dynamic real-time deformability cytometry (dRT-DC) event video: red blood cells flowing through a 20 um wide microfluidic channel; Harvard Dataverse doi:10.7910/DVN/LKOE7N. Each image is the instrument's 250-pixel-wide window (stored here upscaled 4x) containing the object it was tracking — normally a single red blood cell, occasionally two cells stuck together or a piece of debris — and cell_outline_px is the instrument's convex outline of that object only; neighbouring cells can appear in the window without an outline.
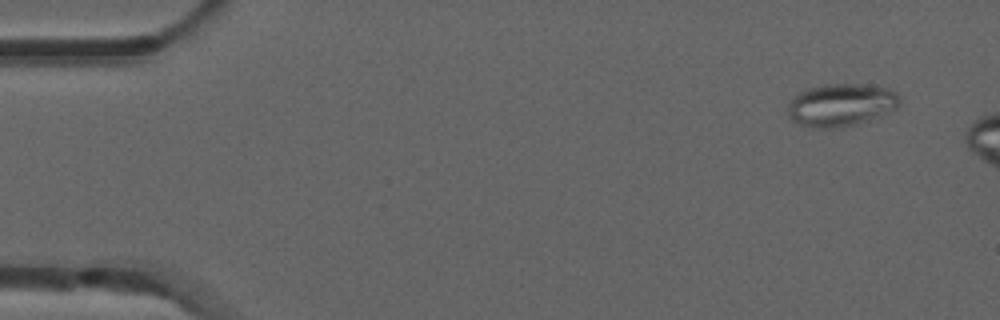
{"species": "common noctule bat (a hibernating species)", "species_latin": "Nyctalus noctula", "temperature_condition": "room temperature", "stored_images_in_passage": 3, "camera_frame_rate_fps": 3000, "um_per_image_px": 0.085, "animal": {"sex": "male", "forearm_length_mm": 52.5}, "frame": {"image": 1, "passage_image": 1, "time_ms": 0.0, "image_size_px": [1000, 320], "cell_outline_px": [[900, 104], [896, 108], [880, 116], [860, 124], [836, 128], [812, 128], [800, 124], [792, 120], [788, 116], [788, 104], [792, 96], [808, 88], [824, 84], [860, 84], [888, 88], [896, 92], [900, 96]], "centroid_in_image_um": [71.48, 8.93], "position_along_channel_um": 13.5, "area_um2": 28.15}}